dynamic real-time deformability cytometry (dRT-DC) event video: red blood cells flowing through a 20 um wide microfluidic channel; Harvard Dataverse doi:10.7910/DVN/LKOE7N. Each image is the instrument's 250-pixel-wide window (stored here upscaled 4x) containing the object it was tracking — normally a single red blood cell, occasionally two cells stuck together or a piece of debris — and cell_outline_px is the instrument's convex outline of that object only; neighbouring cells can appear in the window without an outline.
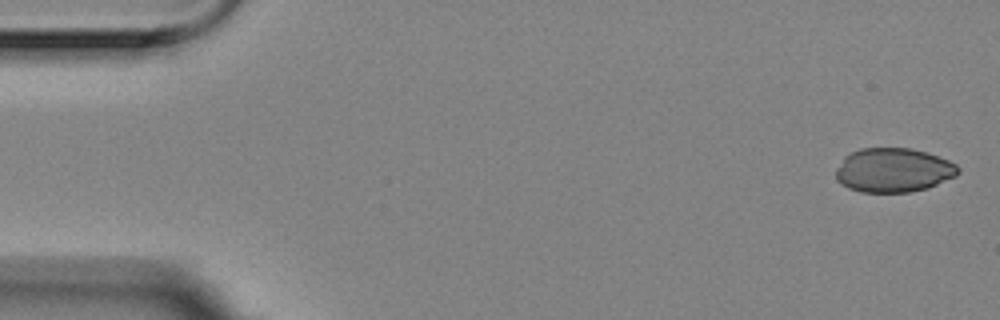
{"species": "Egyptian fruit bat (a non-hibernating species)", "species_latin": "Rousettus aegyptiacus", "temperature_condition": "room temperature", "stored_images_in_passage": 4, "camera_frame_rate_fps": 3000, "um_per_image_px": 0.085, "animal": {"sex": "female"}, "frame": {"image": 1, "passage_image": 1, "time_ms": 0.0, "image_size_px": [1000, 320], "cell_outline_px": [[960, 172], [956, 176], [928, 188], [908, 192], [860, 192], [848, 188], [840, 184], [836, 180], [836, 168], [844, 156], [860, 148], [912, 148], [928, 152], [948, 160], [956, 164], [960, 168]], "centroid_in_image_um": [75.94, 14.46], "position_along_channel_um": 9.1, "area_um2": 31.79}}
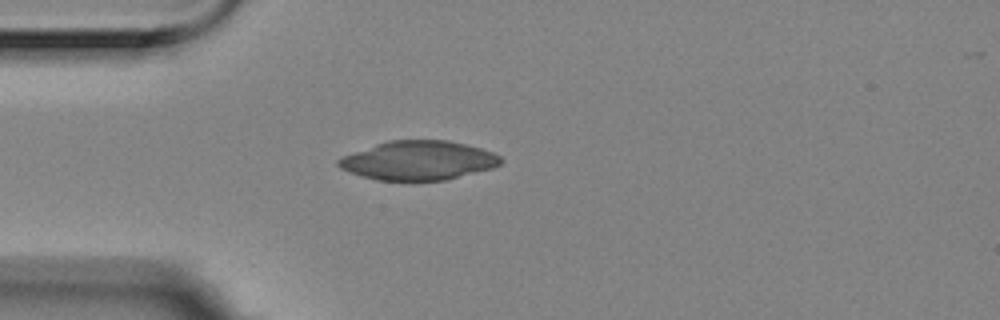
{"frame": {"image": 2, "passage_image": 4, "time_ms": 1.0, "image_size_px": [1000, 320], "cell_outline_px": [[504, 160], [500, 164], [492, 168], [444, 180], [376, 180], [348, 172], [340, 168], [336, 164], [336, 160], [340, 156], [388, 140], [448, 140], [480, 148], [492, 152], [500, 156]], "centroid_in_image_um": [35.52, 13.63], "position_along_channel_um": 49.5, "area_um2": 36.93}}